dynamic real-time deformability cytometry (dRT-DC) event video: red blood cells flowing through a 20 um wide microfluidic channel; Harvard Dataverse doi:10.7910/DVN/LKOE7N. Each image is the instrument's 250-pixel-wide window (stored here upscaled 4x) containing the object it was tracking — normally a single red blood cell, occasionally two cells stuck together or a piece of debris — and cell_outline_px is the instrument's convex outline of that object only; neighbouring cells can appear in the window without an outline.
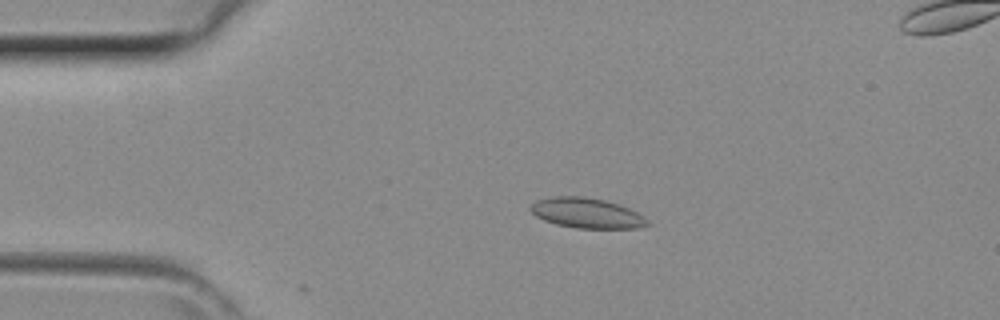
{"species": "common noctule bat (a hibernating species)", "species_latin": "Nyctalus noctula", "temperature_condition": "room temperature", "stored_images_in_passage": 12, "camera_frame_rate_fps": 3000, "um_per_image_px": 0.085, "animal": {"sex": "female", "body_mass_g": 29.2, "forearm_length_mm": 56.3}, "frame": {"image": 1, "passage_image": 9, "time_ms": 2.667, "image_size_px": [1000, 320], "cell_outline_px": [[652, 224], [636, 228], [576, 228], [556, 224], [544, 220], [536, 216], [528, 208], [536, 200], [552, 196], [584, 196], [604, 200], [620, 204], [644, 216]], "centroid_in_image_um": [49.87, 18.1], "position_along_channel_um": 35.1, "area_um2": 20.63}}